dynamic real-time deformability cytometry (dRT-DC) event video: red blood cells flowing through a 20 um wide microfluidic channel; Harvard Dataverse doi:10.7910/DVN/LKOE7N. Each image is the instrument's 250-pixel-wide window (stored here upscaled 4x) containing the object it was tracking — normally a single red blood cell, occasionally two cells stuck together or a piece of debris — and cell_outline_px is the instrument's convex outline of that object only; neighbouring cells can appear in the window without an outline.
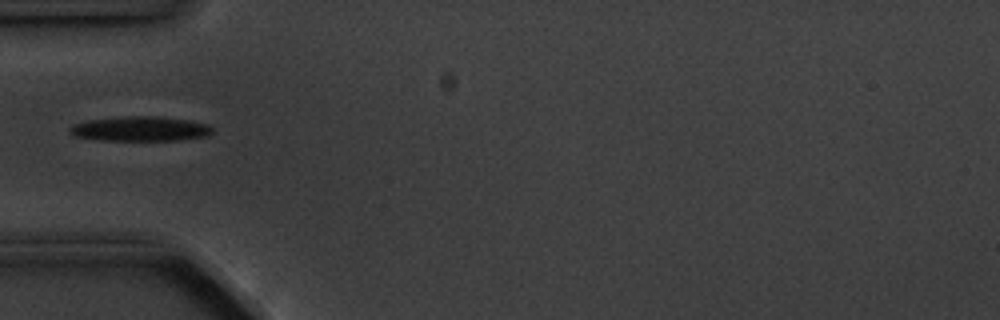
{"species": "common noctule bat (a hibernating species)", "species_latin": "Nyctalus noctula", "temperature_condition": "cold", "stored_images_in_passage": 4, "camera_frame_rate_fps": 3000, "um_per_image_px": 0.085, "animal": {"sex": "male", "body_mass_g": 20.1, "forearm_length_mm": 53.5}, "frame": {"image": 1, "passage_image": 4, "time_ms": 3.333, "image_size_px": [1000, 320], "cell_outline_px": [[212, 132], [208, 136], [180, 140], [100, 140], [76, 136], [68, 132], [68, 128], [72, 124], [88, 120], [124, 116], [156, 116], [188, 120], [208, 124], [212, 128]], "centroid_in_image_um": [11.91, 10.94], "position_along_channel_um": 73.1, "area_um2": 20.58}}